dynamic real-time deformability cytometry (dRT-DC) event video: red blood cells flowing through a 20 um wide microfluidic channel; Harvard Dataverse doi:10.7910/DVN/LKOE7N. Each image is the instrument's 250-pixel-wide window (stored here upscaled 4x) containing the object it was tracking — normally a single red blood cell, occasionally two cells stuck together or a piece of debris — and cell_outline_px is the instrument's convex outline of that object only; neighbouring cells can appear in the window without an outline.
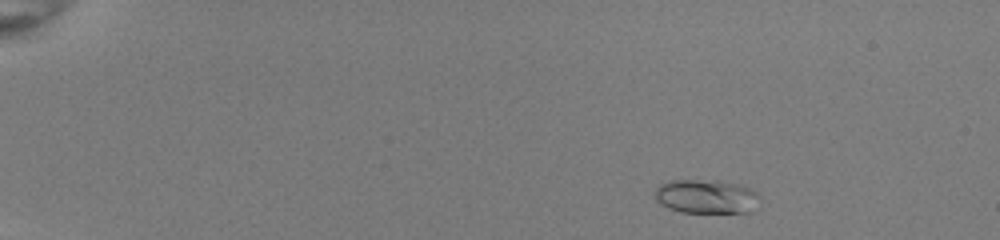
{"species": "common noctule bat (a hibernating species)", "species_latin": "Nyctalus noctula", "temperature_condition": "room temperature", "stored_images_in_passage": 6, "camera_frame_rate_fps": 3000, "um_per_image_px": 0.085, "animal": {"sex": "female", "body_mass_g": 22.0, "forearm_length_mm": 56.7}, "frame": {"image": 1, "passage_image": 6, "time_ms": 1.667, "image_size_px": [1000, 240], "cell_outline_px": [[760, 196], [752, 212], [680, 212], [668, 208], [660, 204], [656, 200], [656, 188], [660, 184], [668, 180], [716, 180], [736, 184], [752, 188]], "centroid_in_image_um": [60.02, 16.7], "position_along_channel_um": 25.0, "area_um2": 20.81}}